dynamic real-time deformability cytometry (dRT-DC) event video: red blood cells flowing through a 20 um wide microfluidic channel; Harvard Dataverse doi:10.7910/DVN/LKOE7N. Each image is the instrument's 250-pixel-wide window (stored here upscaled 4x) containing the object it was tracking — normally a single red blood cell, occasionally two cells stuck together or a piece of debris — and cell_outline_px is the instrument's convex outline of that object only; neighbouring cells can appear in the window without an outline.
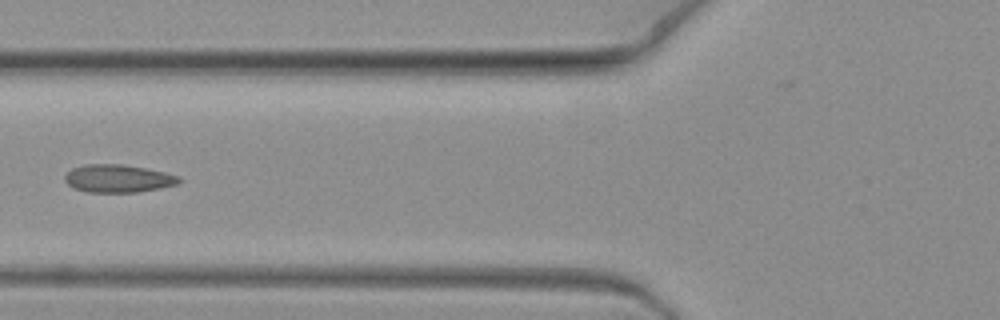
{"species": "common noctule bat (a hibernating species)", "species_latin": "Nyctalus noctula", "temperature_condition": "warm", "stored_images_in_passage": 10, "camera_frame_rate_fps": 3000, "um_per_image_px": 0.085, "animal": {"sex": "female", "body_mass_g": 19.3, "forearm_length_mm": 54.1}, "frame": {"image": 1, "passage_image": 7, "time_ms": 2.0, "image_size_px": [1000, 320], "cell_outline_px": [[180, 180], [176, 184], [160, 188], [136, 192], [84, 192], [72, 188], [64, 180], [64, 176], [72, 168], [84, 164], [124, 164], [164, 172], [180, 176]], "centroid_in_image_um": [9.98, 15.17], "position_along_channel_um": 115.8, "area_um2": 18.55}}
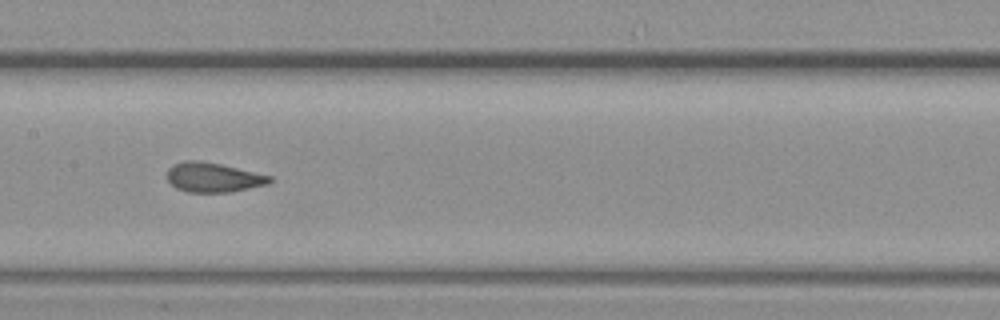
{"frame": {"image": 2, "passage_image": 9, "time_ms": 2.667, "image_size_px": [1000, 320], "cell_outline_px": [[272, 180], [268, 184], [232, 192], [188, 192], [176, 188], [168, 180], [168, 168], [172, 164], [184, 160], [196, 160], [220, 164], [272, 176]], "centroid_in_image_um": [18.12, 15.08], "position_along_channel_um": 189.3, "area_um2": 17.63}}